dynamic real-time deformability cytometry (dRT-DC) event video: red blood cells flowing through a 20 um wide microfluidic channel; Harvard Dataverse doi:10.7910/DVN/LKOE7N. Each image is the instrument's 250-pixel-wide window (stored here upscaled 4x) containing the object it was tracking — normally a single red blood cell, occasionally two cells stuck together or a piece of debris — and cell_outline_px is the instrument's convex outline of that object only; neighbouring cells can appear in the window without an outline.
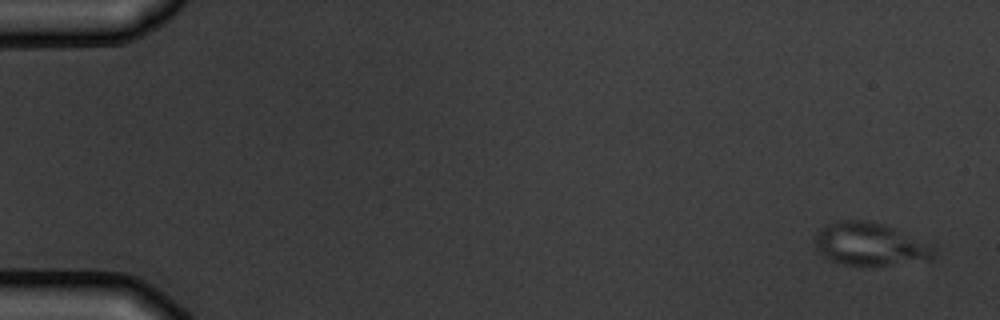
{"species": "common noctule bat (a hibernating species)", "species_latin": "Nyctalus noctula", "temperature_condition": "warm", "stored_images_in_passage": 6, "camera_frame_rate_fps": 3000, "um_per_image_px": 0.085, "animal": {"sex": "male", "body_mass_g": 19.5, "forearm_length_mm": 54.6}, "frame": {"image": 1, "passage_image": 1, "time_ms": 0.0, "image_size_px": [1000, 320], "cell_outline_px": [[940, 248], [932, 260], [888, 264], [844, 264], [832, 260], [824, 256], [816, 248], [812, 240], [820, 228], [824, 224], [836, 220], [868, 220], [884, 224], [932, 244]], "centroid_in_image_um": [73.98, 20.72], "position_along_channel_um": 11.0, "area_um2": 29.94}}